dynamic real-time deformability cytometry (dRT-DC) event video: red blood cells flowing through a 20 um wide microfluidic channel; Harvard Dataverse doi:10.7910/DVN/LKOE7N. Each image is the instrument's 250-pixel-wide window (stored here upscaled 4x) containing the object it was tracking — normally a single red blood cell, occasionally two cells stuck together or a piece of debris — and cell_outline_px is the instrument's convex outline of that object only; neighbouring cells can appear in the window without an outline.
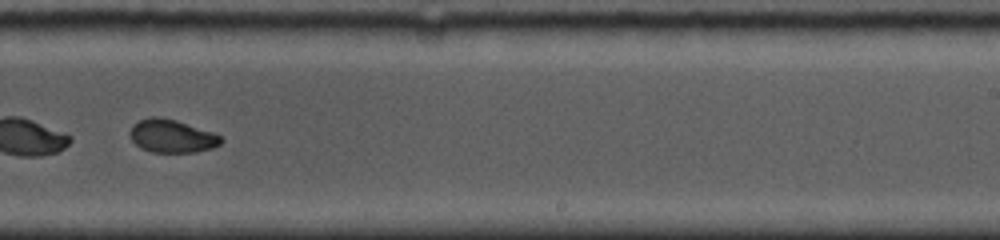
{"species": "common noctule bat (a hibernating species)", "species_latin": "Nyctalus noctula", "temperature_condition": "cold", "stored_images_in_passage": 23, "camera_frame_rate_fps": 5000, "um_per_image_px": 0.085, "animal": {"sex": "female", "body_mass_g": 19.0, "forearm_length_mm": 53.3}, "frame": {"image": 1, "passage_image": 20, "time_ms": 5.6, "image_size_px": [1000, 240], "cell_outline_px": [[224, 140], [220, 144], [212, 148], [196, 152], [152, 152], [140, 148], [132, 140], [128, 132], [132, 124], [140, 120], [152, 116], [160, 116], [176, 120], [216, 132]], "centroid_in_image_um": [14.62, 11.55], "position_along_channel_um": 274.4, "area_um2": 17.86}}